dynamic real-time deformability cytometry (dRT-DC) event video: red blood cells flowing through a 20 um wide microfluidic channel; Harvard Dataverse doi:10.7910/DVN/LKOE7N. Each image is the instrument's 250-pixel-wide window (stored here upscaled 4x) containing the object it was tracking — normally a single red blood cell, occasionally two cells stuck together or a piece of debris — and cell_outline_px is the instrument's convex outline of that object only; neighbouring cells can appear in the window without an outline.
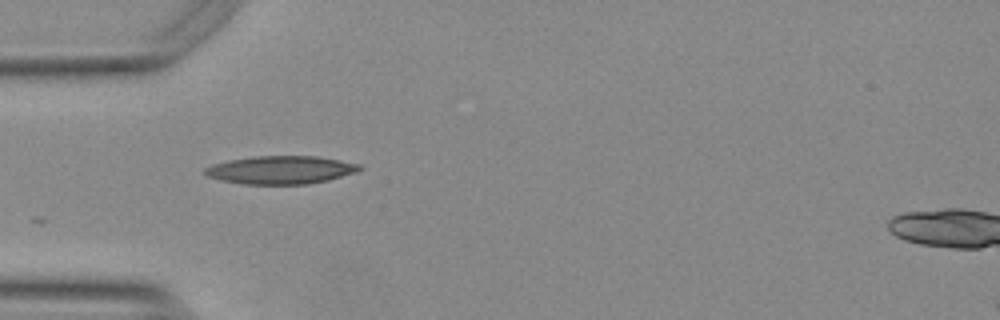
{"species": "Egyptian fruit bat (a non-hibernating species)", "species_latin": "Rousettus aegyptiacus", "temperature_condition": "warm", "stored_images_in_passage": 4, "camera_frame_rate_fps": 3000, "um_per_image_px": 0.085, "animal": {"sex": "female"}, "frame": {"image": 1, "passage_image": 1, "time_ms": 0.0, "image_size_px": [1000, 320], "cell_outline_px": [[364, 168], [356, 172], [328, 180], [308, 184], [244, 184], [220, 180], [208, 176], [204, 172], [204, 168], [212, 164], [228, 160], [252, 156], [316, 156], [360, 164]], "centroid_in_image_um": [23.85, 14.44], "position_along_channel_um": 61.1, "area_um2": 25.32}}
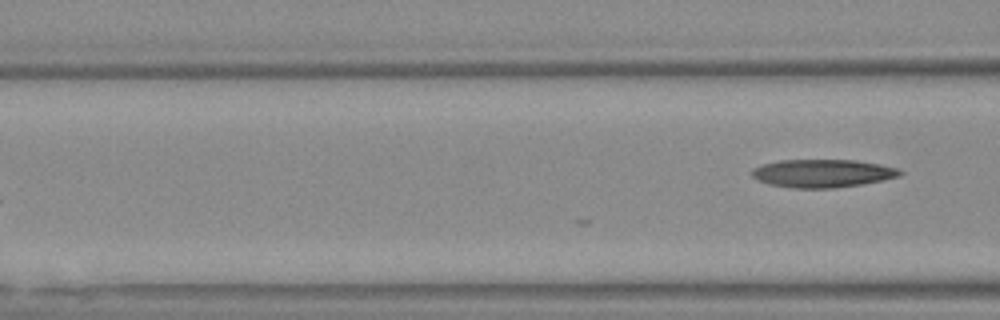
{"frame": {"image": 2, "passage_image": 4, "time_ms": 1.0, "image_size_px": [1000, 320], "cell_outline_px": [[904, 172], [900, 176], [884, 180], [864, 184], [832, 188], [796, 188], [768, 184], [756, 180], [752, 176], [752, 168], [760, 164], [780, 160], [856, 160], [880, 164], [900, 168]], "centroid_in_image_um": [69.93, 14.73], "position_along_channel_um": 96.7, "area_um2": 24.51}}